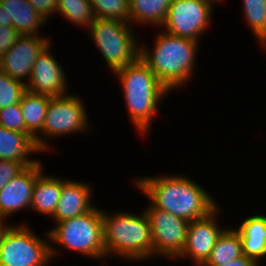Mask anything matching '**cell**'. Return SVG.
Masks as SVG:
<instances>
[{"mask_svg": "<svg viewBox=\"0 0 266 266\" xmlns=\"http://www.w3.org/2000/svg\"><path fill=\"white\" fill-rule=\"evenodd\" d=\"M180 176L139 178L136 184L154 207L189 222L207 216L217 207L213 198L201 186Z\"/></svg>", "mask_w": 266, "mask_h": 266, "instance_id": "cell-1", "label": "cell"}, {"mask_svg": "<svg viewBox=\"0 0 266 266\" xmlns=\"http://www.w3.org/2000/svg\"><path fill=\"white\" fill-rule=\"evenodd\" d=\"M198 41L159 33L153 53L140 48V58L170 91L185 84L193 73Z\"/></svg>", "mask_w": 266, "mask_h": 266, "instance_id": "cell-2", "label": "cell"}, {"mask_svg": "<svg viewBox=\"0 0 266 266\" xmlns=\"http://www.w3.org/2000/svg\"><path fill=\"white\" fill-rule=\"evenodd\" d=\"M115 73L123 86L132 122L140 132L146 133L157 111L156 106L168 89L140 57Z\"/></svg>", "mask_w": 266, "mask_h": 266, "instance_id": "cell-3", "label": "cell"}, {"mask_svg": "<svg viewBox=\"0 0 266 266\" xmlns=\"http://www.w3.org/2000/svg\"><path fill=\"white\" fill-rule=\"evenodd\" d=\"M103 241L110 253L129 259H145L153 254L152 235L145 212L141 216L118 213L107 216L102 211Z\"/></svg>", "mask_w": 266, "mask_h": 266, "instance_id": "cell-4", "label": "cell"}, {"mask_svg": "<svg viewBox=\"0 0 266 266\" xmlns=\"http://www.w3.org/2000/svg\"><path fill=\"white\" fill-rule=\"evenodd\" d=\"M47 238L73 251L99 258L106 256L102 211L92 209L82 215L56 223Z\"/></svg>", "mask_w": 266, "mask_h": 266, "instance_id": "cell-5", "label": "cell"}, {"mask_svg": "<svg viewBox=\"0 0 266 266\" xmlns=\"http://www.w3.org/2000/svg\"><path fill=\"white\" fill-rule=\"evenodd\" d=\"M88 29L113 73L140 57V46L133 36L130 23L95 18Z\"/></svg>", "mask_w": 266, "mask_h": 266, "instance_id": "cell-6", "label": "cell"}, {"mask_svg": "<svg viewBox=\"0 0 266 266\" xmlns=\"http://www.w3.org/2000/svg\"><path fill=\"white\" fill-rule=\"evenodd\" d=\"M54 250L28 226L7 225L0 237V266H45Z\"/></svg>", "mask_w": 266, "mask_h": 266, "instance_id": "cell-7", "label": "cell"}, {"mask_svg": "<svg viewBox=\"0 0 266 266\" xmlns=\"http://www.w3.org/2000/svg\"><path fill=\"white\" fill-rule=\"evenodd\" d=\"M144 212L151 228L153 255L179 257L186 243L189 221L152 204Z\"/></svg>", "mask_w": 266, "mask_h": 266, "instance_id": "cell-8", "label": "cell"}, {"mask_svg": "<svg viewBox=\"0 0 266 266\" xmlns=\"http://www.w3.org/2000/svg\"><path fill=\"white\" fill-rule=\"evenodd\" d=\"M212 7L204 0H173L162 27L171 35L197 41L210 23Z\"/></svg>", "mask_w": 266, "mask_h": 266, "instance_id": "cell-9", "label": "cell"}, {"mask_svg": "<svg viewBox=\"0 0 266 266\" xmlns=\"http://www.w3.org/2000/svg\"><path fill=\"white\" fill-rule=\"evenodd\" d=\"M86 112L82 101L75 95L51 97L41 132L55 137L86 130Z\"/></svg>", "mask_w": 266, "mask_h": 266, "instance_id": "cell-10", "label": "cell"}, {"mask_svg": "<svg viewBox=\"0 0 266 266\" xmlns=\"http://www.w3.org/2000/svg\"><path fill=\"white\" fill-rule=\"evenodd\" d=\"M48 44L50 42L47 38L36 35H21L0 57V71L20 81L27 76L30 79L36 58Z\"/></svg>", "mask_w": 266, "mask_h": 266, "instance_id": "cell-11", "label": "cell"}, {"mask_svg": "<svg viewBox=\"0 0 266 266\" xmlns=\"http://www.w3.org/2000/svg\"><path fill=\"white\" fill-rule=\"evenodd\" d=\"M49 46L50 44L36 58L26 89L35 94L59 97L66 95V76L61 65L51 55Z\"/></svg>", "mask_w": 266, "mask_h": 266, "instance_id": "cell-12", "label": "cell"}, {"mask_svg": "<svg viewBox=\"0 0 266 266\" xmlns=\"http://www.w3.org/2000/svg\"><path fill=\"white\" fill-rule=\"evenodd\" d=\"M216 207L207 216L189 222L186 243L179 257H191L198 265H202L211 255L216 241L224 229L219 228L214 217ZM221 229V230H220Z\"/></svg>", "mask_w": 266, "mask_h": 266, "instance_id": "cell-13", "label": "cell"}, {"mask_svg": "<svg viewBox=\"0 0 266 266\" xmlns=\"http://www.w3.org/2000/svg\"><path fill=\"white\" fill-rule=\"evenodd\" d=\"M41 171L39 162L28 166L0 190V219L4 220L9 214L30 207L33 187Z\"/></svg>", "mask_w": 266, "mask_h": 266, "instance_id": "cell-14", "label": "cell"}, {"mask_svg": "<svg viewBox=\"0 0 266 266\" xmlns=\"http://www.w3.org/2000/svg\"><path fill=\"white\" fill-rule=\"evenodd\" d=\"M90 195L91 188L87 184L64 180L61 196L52 217L61 222L91 211L95 207L90 204Z\"/></svg>", "mask_w": 266, "mask_h": 266, "instance_id": "cell-15", "label": "cell"}, {"mask_svg": "<svg viewBox=\"0 0 266 266\" xmlns=\"http://www.w3.org/2000/svg\"><path fill=\"white\" fill-rule=\"evenodd\" d=\"M50 99V96L26 91L19 102L25 121L26 133L35 139L41 152L47 150L48 147L45 140L43 141L37 134L42 131Z\"/></svg>", "mask_w": 266, "mask_h": 266, "instance_id": "cell-16", "label": "cell"}, {"mask_svg": "<svg viewBox=\"0 0 266 266\" xmlns=\"http://www.w3.org/2000/svg\"><path fill=\"white\" fill-rule=\"evenodd\" d=\"M39 151L35 139L28 133L12 131L0 126V159L23 162L28 167L39 161L30 160L27 156Z\"/></svg>", "mask_w": 266, "mask_h": 266, "instance_id": "cell-17", "label": "cell"}, {"mask_svg": "<svg viewBox=\"0 0 266 266\" xmlns=\"http://www.w3.org/2000/svg\"><path fill=\"white\" fill-rule=\"evenodd\" d=\"M0 5L7 14V26L20 35H37L38 27L46 22L28 0H0Z\"/></svg>", "mask_w": 266, "mask_h": 266, "instance_id": "cell-18", "label": "cell"}, {"mask_svg": "<svg viewBox=\"0 0 266 266\" xmlns=\"http://www.w3.org/2000/svg\"><path fill=\"white\" fill-rule=\"evenodd\" d=\"M242 241V252L257 263L266 255V216L253 215L246 218L237 229Z\"/></svg>", "mask_w": 266, "mask_h": 266, "instance_id": "cell-19", "label": "cell"}, {"mask_svg": "<svg viewBox=\"0 0 266 266\" xmlns=\"http://www.w3.org/2000/svg\"><path fill=\"white\" fill-rule=\"evenodd\" d=\"M41 174L33 187L31 209L53 216L61 196L63 180Z\"/></svg>", "mask_w": 266, "mask_h": 266, "instance_id": "cell-20", "label": "cell"}, {"mask_svg": "<svg viewBox=\"0 0 266 266\" xmlns=\"http://www.w3.org/2000/svg\"><path fill=\"white\" fill-rule=\"evenodd\" d=\"M241 256L242 241L238 230L226 228L218 237L211 255L202 265H222Z\"/></svg>", "mask_w": 266, "mask_h": 266, "instance_id": "cell-21", "label": "cell"}, {"mask_svg": "<svg viewBox=\"0 0 266 266\" xmlns=\"http://www.w3.org/2000/svg\"><path fill=\"white\" fill-rule=\"evenodd\" d=\"M131 22L163 25L173 0H129Z\"/></svg>", "mask_w": 266, "mask_h": 266, "instance_id": "cell-22", "label": "cell"}, {"mask_svg": "<svg viewBox=\"0 0 266 266\" xmlns=\"http://www.w3.org/2000/svg\"><path fill=\"white\" fill-rule=\"evenodd\" d=\"M57 13L85 27L95 20L90 0H58Z\"/></svg>", "mask_w": 266, "mask_h": 266, "instance_id": "cell-23", "label": "cell"}, {"mask_svg": "<svg viewBox=\"0 0 266 266\" xmlns=\"http://www.w3.org/2000/svg\"><path fill=\"white\" fill-rule=\"evenodd\" d=\"M95 18L130 23L129 0H90Z\"/></svg>", "mask_w": 266, "mask_h": 266, "instance_id": "cell-24", "label": "cell"}, {"mask_svg": "<svg viewBox=\"0 0 266 266\" xmlns=\"http://www.w3.org/2000/svg\"><path fill=\"white\" fill-rule=\"evenodd\" d=\"M244 16L255 36L266 45V0H243Z\"/></svg>", "mask_w": 266, "mask_h": 266, "instance_id": "cell-25", "label": "cell"}, {"mask_svg": "<svg viewBox=\"0 0 266 266\" xmlns=\"http://www.w3.org/2000/svg\"><path fill=\"white\" fill-rule=\"evenodd\" d=\"M26 91V83L0 71V109L19 103Z\"/></svg>", "mask_w": 266, "mask_h": 266, "instance_id": "cell-26", "label": "cell"}, {"mask_svg": "<svg viewBox=\"0 0 266 266\" xmlns=\"http://www.w3.org/2000/svg\"><path fill=\"white\" fill-rule=\"evenodd\" d=\"M0 126L26 133L25 121L19 103L0 109Z\"/></svg>", "mask_w": 266, "mask_h": 266, "instance_id": "cell-27", "label": "cell"}, {"mask_svg": "<svg viewBox=\"0 0 266 266\" xmlns=\"http://www.w3.org/2000/svg\"><path fill=\"white\" fill-rule=\"evenodd\" d=\"M27 166L23 162L0 159V190L20 174Z\"/></svg>", "mask_w": 266, "mask_h": 266, "instance_id": "cell-28", "label": "cell"}, {"mask_svg": "<svg viewBox=\"0 0 266 266\" xmlns=\"http://www.w3.org/2000/svg\"><path fill=\"white\" fill-rule=\"evenodd\" d=\"M20 36L13 26H0V57L8 51Z\"/></svg>", "mask_w": 266, "mask_h": 266, "instance_id": "cell-29", "label": "cell"}, {"mask_svg": "<svg viewBox=\"0 0 266 266\" xmlns=\"http://www.w3.org/2000/svg\"><path fill=\"white\" fill-rule=\"evenodd\" d=\"M36 12L47 20L52 12H57L58 0H28Z\"/></svg>", "mask_w": 266, "mask_h": 266, "instance_id": "cell-30", "label": "cell"}, {"mask_svg": "<svg viewBox=\"0 0 266 266\" xmlns=\"http://www.w3.org/2000/svg\"><path fill=\"white\" fill-rule=\"evenodd\" d=\"M201 266H258V264L255 260L247 258L245 255H243L240 258H236L222 265H201Z\"/></svg>", "mask_w": 266, "mask_h": 266, "instance_id": "cell-31", "label": "cell"}, {"mask_svg": "<svg viewBox=\"0 0 266 266\" xmlns=\"http://www.w3.org/2000/svg\"><path fill=\"white\" fill-rule=\"evenodd\" d=\"M6 25H7V14L0 5V26H6Z\"/></svg>", "mask_w": 266, "mask_h": 266, "instance_id": "cell-32", "label": "cell"}, {"mask_svg": "<svg viewBox=\"0 0 266 266\" xmlns=\"http://www.w3.org/2000/svg\"><path fill=\"white\" fill-rule=\"evenodd\" d=\"M6 224L4 225V222L2 219H0V237H1V234L2 232L4 231V229L6 228Z\"/></svg>", "mask_w": 266, "mask_h": 266, "instance_id": "cell-33", "label": "cell"}, {"mask_svg": "<svg viewBox=\"0 0 266 266\" xmlns=\"http://www.w3.org/2000/svg\"><path fill=\"white\" fill-rule=\"evenodd\" d=\"M204 1H207V2H209L210 4H212L211 2H213V1H215V0H204ZM216 1H218V0H216Z\"/></svg>", "mask_w": 266, "mask_h": 266, "instance_id": "cell-34", "label": "cell"}]
</instances>
